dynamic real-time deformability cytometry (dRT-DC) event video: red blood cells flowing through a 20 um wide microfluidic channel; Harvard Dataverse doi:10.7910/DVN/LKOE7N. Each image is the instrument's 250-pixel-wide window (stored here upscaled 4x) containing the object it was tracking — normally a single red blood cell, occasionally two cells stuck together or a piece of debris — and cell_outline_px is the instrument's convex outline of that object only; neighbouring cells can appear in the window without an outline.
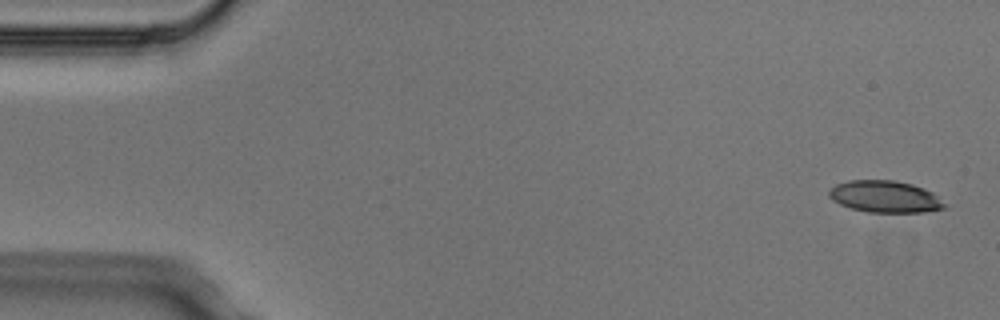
{"species": "Egyptian fruit bat (a non-hibernating species)", "species_latin": "Rousettus aegyptiacus", "temperature_condition": "cold", "stored_images_in_passage": 3, "camera_frame_rate_fps": 3000, "um_per_image_px": 0.085, "animal": {"sex": "male"}, "frame": {"image": 1, "passage_image": 1, "time_ms": 0.0, "image_size_px": [1000, 320], "cell_outline_px": [[948, 208], [924, 212], [868, 212], [852, 208], [840, 204], [832, 200], [828, 196], [828, 192], [836, 184], [848, 180], [892, 180], [912, 184], [924, 188], [932, 192], [948, 204]], "centroid_in_image_um": [75.26, 16.71], "position_along_channel_um": 9.7, "area_um2": 21.56}}